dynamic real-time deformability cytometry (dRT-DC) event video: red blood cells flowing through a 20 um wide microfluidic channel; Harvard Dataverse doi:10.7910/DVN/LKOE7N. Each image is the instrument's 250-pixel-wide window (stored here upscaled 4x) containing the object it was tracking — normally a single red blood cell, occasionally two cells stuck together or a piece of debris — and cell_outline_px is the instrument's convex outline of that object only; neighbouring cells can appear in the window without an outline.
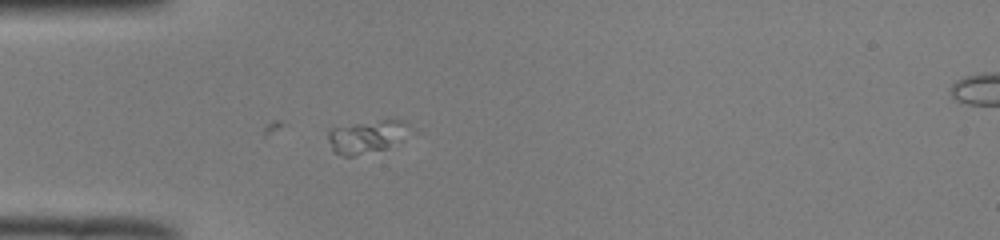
{"species": "common noctule bat (a hibernating species)", "species_latin": "Nyctalus noctula", "temperature_condition": "room temperature", "stored_images_in_passage": 10, "camera_frame_rate_fps": 3000, "um_per_image_px": 0.085, "animal": {"sex": "male", "body_mass_g": 19.0, "forearm_length_mm": 50.8}, "frame": {"image": 1, "passage_image": 1, "time_ms": 0.0, "image_size_px": [1000, 240], "cell_outline_px": [[408, 128], [388, 148], [352, 156], [340, 156], [332, 152], [328, 140], [328, 132], [332, 128], [356, 124], [384, 120], [400, 120]], "centroid_in_image_um": [31.01, 11.66], "position_along_channel_um": 54.0, "area_um2": 14.8}}
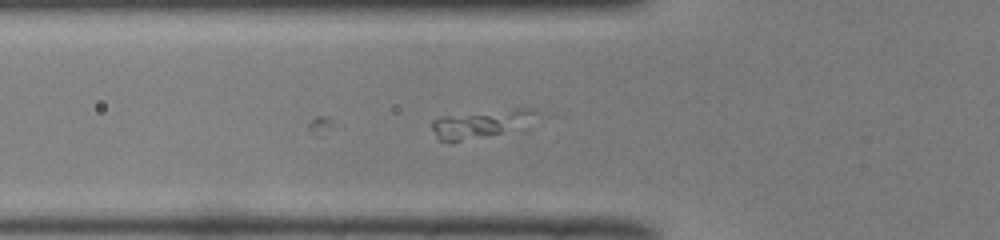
{"frame": {"image": 2, "passage_image": 4, "time_ms": 1.0, "image_size_px": [1000, 240], "cell_outline_px": [[500, 132], [460, 140], [436, 140], [432, 128], [432, 120], [440, 116], [488, 116], [496, 120], [500, 124]], "centroid_in_image_um": [39.41, 10.81], "position_along_channel_um": 86.4, "area_um2": 10.06}}